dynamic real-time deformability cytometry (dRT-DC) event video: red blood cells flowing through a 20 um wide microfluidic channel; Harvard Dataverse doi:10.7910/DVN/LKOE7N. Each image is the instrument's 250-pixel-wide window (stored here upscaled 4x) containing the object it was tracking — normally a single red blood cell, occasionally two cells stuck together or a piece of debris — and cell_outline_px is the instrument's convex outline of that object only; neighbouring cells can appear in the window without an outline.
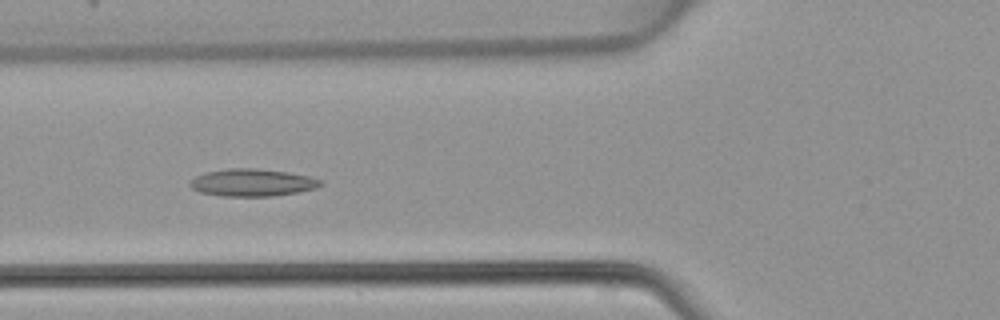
{"species": "common noctule bat (a hibernating species)", "species_latin": "Nyctalus noctula", "temperature_condition": "warm", "stored_images_in_passage": 48, "camera_frame_rate_fps": 3000, "um_per_image_px": 0.085, "animal": {"sex": "female", "body_mass_g": 22.7, "forearm_length_mm": 54.2}, "frame": {"image": 1, "passage_image": 18, "time_ms": 5.667, "image_size_px": [1000, 320], "cell_outline_px": [[324, 184], [316, 188], [300, 192], [272, 196], [220, 196], [200, 192], [192, 188], [188, 184], [196, 176], [204, 172], [228, 168], [256, 168], [288, 172], [308, 176], [324, 180]], "centroid_in_image_um": [21.47, 15.52], "position_along_channel_um": 104.3, "area_um2": 21.04}}
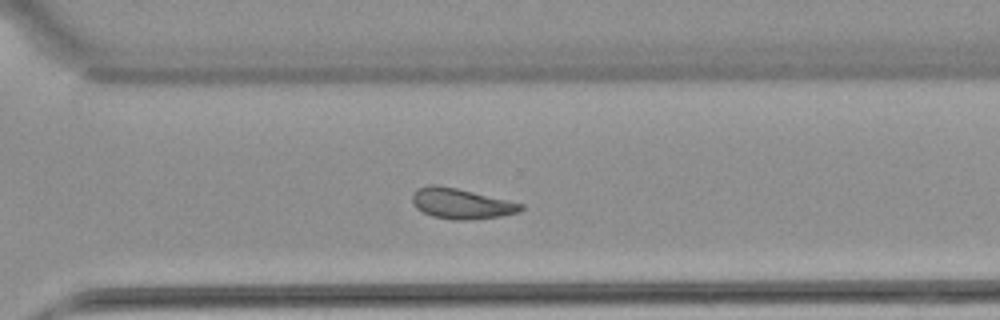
{"frame": {"image": 2, "passage_image": 34, "time_ms": 11.0, "image_size_px": [1000, 320], "cell_outline_px": [[524, 208], [520, 212], [500, 216], [468, 220], [452, 220], [432, 216], [416, 208], [412, 200], [412, 192], [416, 188], [428, 184], [436, 184], [456, 188], [524, 204]], "centroid_in_image_um": [39.17, 17.3], "position_along_channel_um": 331.4, "area_um2": 19.31}}
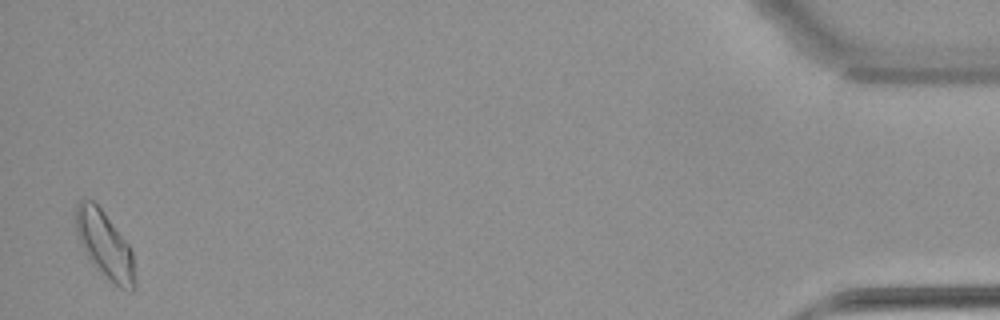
{"frame": {"image": 3, "passage_image": 47, "time_ms": 15.333, "image_size_px": [1000, 320], "cell_outline_px": [[136, 288], [132, 292], [120, 288], [96, 268], [92, 264], [84, 252], [80, 244], [76, 232], [76, 204], [80, 200], [92, 200], [100, 208], [128, 244], [132, 252], [136, 284]], "centroid_in_image_um": [8.91, 20.85], "position_along_channel_um": 426.3, "area_um2": 22.77}}